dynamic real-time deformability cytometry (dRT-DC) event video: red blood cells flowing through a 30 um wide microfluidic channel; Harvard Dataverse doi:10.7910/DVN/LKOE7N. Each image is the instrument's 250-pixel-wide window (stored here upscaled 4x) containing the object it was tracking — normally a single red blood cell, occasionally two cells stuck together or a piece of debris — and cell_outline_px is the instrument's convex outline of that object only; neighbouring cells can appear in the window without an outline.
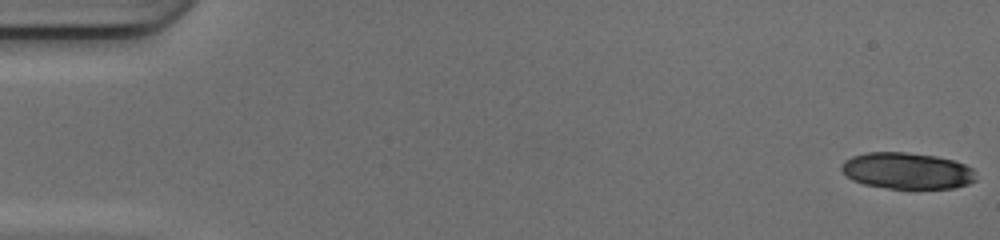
{"species": "common noctule bat (a hibernating species)", "species_latin": "Nyctalus noctula", "temperature_condition": "cold", "stored_images_in_passage": 50, "camera_frame_rate_fps": 3000, "um_per_image_px": 0.085, "animal": {"sex": "female", "body_mass_g": 17.0, "forearm_length_mm": 48.0}, "frame": {"image": 1, "passage_image": 1, "time_ms": 0.0, "image_size_px": [1000, 240], "cell_outline_px": [[976, 180], [968, 184], [952, 188], [888, 188], [864, 184], [852, 180], [840, 168], [844, 160], [852, 156], [868, 152], [904, 152], [936, 156], [952, 160], [964, 164], [972, 168]], "centroid_in_image_um": [77.08, 14.51], "position_along_channel_um": 7.9, "area_um2": 28.32}}
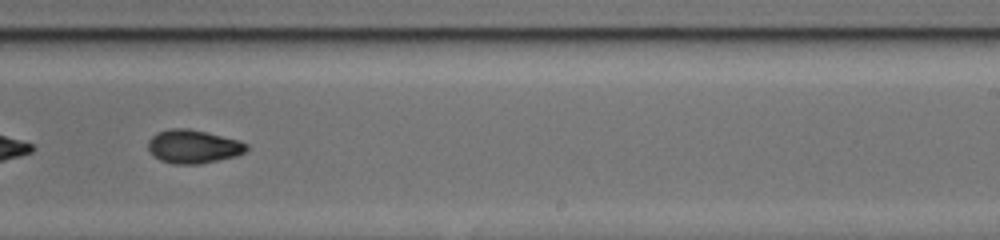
{"frame": {"image": 2, "passage_image": 32, "time_ms": 10.333, "image_size_px": [1000, 240], "cell_outline_px": [[248, 148], [244, 152], [236, 156], [200, 164], [172, 164], [160, 160], [152, 156], [148, 148], [148, 140], [156, 132], [172, 128], [188, 128], [240, 140], [248, 144]], "centroid_in_image_um": [16.41, 12.46], "position_along_channel_um": 272.6, "area_um2": 19.36}}
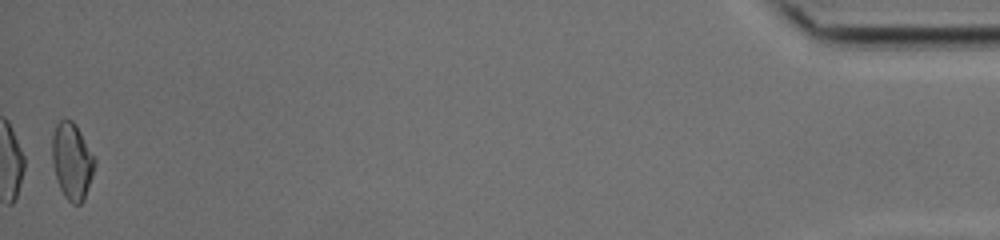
{"frame": {"image": 3, "passage_image": 50, "time_ms": 16.333, "image_size_px": [1000, 240], "cell_outline_px": [[96, 164], [84, 200], [80, 204], [72, 204], [64, 196], [56, 180], [52, 160], [52, 136], [56, 124], [60, 120], [72, 120], [76, 124], [96, 160]], "centroid_in_image_um": [6.12, 13.7], "position_along_channel_um": 429.1, "area_um2": 19.02}, "authors_computed_cell_mechanics": {"area_um2": 19.7965, "velocity_mm_per_s": 4.2154, "shape_relaxation_time_tau1_ms": 4.8557, "shape_relaxation_time_tau2_ms": 3.357, "deformation_change_tau1": 0.158, "deformation_change_tau2": 0.065}}